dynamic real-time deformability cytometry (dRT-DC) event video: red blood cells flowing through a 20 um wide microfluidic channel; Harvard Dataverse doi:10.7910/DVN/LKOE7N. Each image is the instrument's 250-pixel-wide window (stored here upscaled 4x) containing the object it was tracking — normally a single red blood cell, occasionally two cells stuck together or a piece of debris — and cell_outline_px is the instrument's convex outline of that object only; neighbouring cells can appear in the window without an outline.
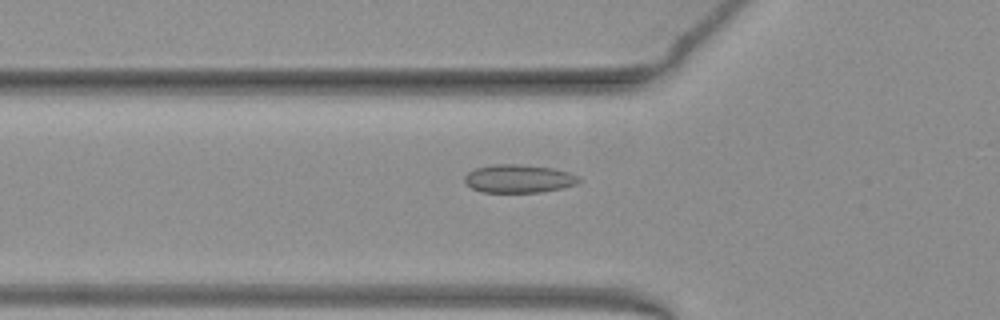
{"species": "common noctule bat (a hibernating species)", "species_latin": "Nyctalus noctula", "temperature_condition": "warm", "stored_images_in_passage": 52, "camera_frame_rate_fps": 3000, "um_per_image_px": 0.085, "animal": {"sex": "female", "body_mass_g": 19.3, "forearm_length_mm": 54.1}, "frame": {"image": 1, "passage_image": 18, "time_ms": 5.667, "image_size_px": [1000, 320], "cell_outline_px": [[580, 180], [576, 184], [560, 188], [540, 192], [480, 192], [464, 184], [464, 176], [468, 172], [476, 168], [496, 164], [520, 164], [552, 168], [568, 172], [576, 176]], "centroid_in_image_um": [44.02, 15.19], "position_along_channel_um": 81.8, "area_um2": 18.67}}
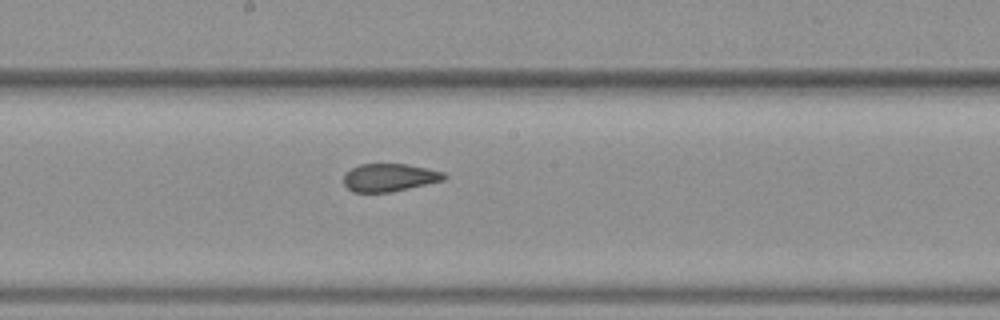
{"frame": {"image": 2, "passage_image": 28, "time_ms": 9.0, "image_size_px": [1000, 320], "cell_outline_px": [[448, 176], [444, 180], [392, 192], [352, 192], [344, 184], [344, 176], [352, 168], [360, 164], [408, 164], [428, 168], [444, 172]], "centroid_in_image_um": [33.13, 15.09], "position_along_channel_um": 215.1, "area_um2": 16.3}}
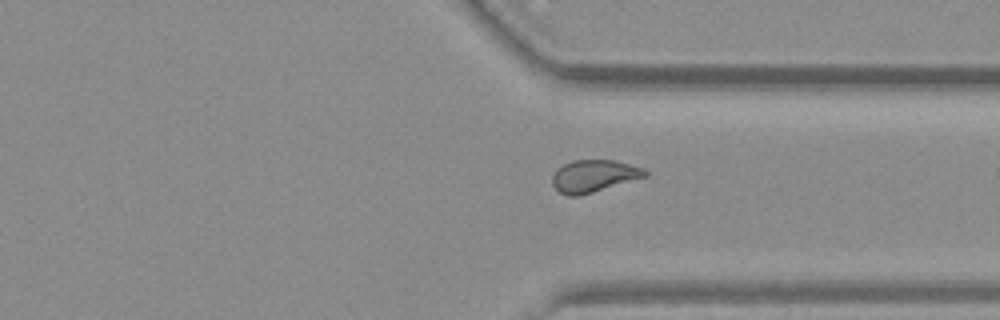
{"frame": {"image": 3, "passage_image": 39, "time_ms": 12.667, "image_size_px": [1000, 320], "cell_outline_px": [[648, 176], [580, 196], [568, 196], [560, 192], [552, 184], [552, 176], [556, 168], [572, 160], [612, 160], [644, 168], [648, 172]], "centroid_in_image_um": [50.47, 14.96], "position_along_channel_um": 360.9, "area_um2": 17.46}, "authors_computed_cell_mechanics": {"area_um2": 17.8891, "velocity_mm_per_s": 3.9787, "shape_relaxation_time_tau1_ms": null, "shape_relaxation_time_tau2_ms": 0.6918, "deformation_change_tau1": null, "deformation_change_tau2": 0.0616}}